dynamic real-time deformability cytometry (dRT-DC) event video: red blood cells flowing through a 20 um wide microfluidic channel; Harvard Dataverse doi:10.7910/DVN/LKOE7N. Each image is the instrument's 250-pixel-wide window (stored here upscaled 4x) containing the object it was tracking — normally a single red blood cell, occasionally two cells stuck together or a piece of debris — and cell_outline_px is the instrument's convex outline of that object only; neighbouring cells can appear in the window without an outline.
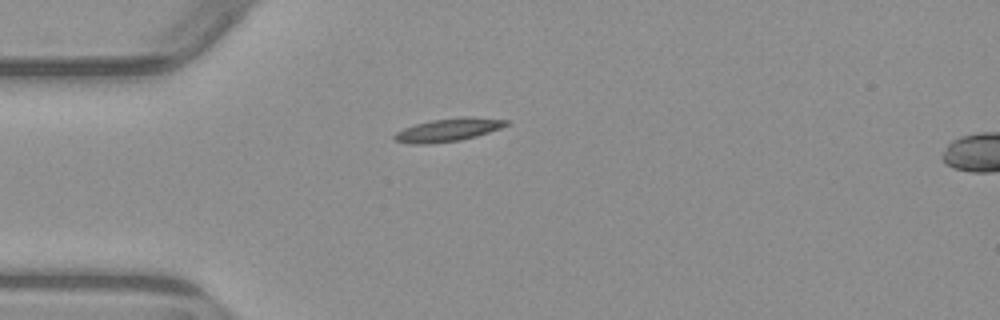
{"species": "common noctule bat (a hibernating species)", "species_latin": "Nyctalus noctula", "temperature_condition": "warm", "stored_images_in_passage": 1, "camera_frame_rate_fps": 3000, "um_per_image_px": 0.085, "animal": {"sex": "male", "body_mass_g": 23.1, "forearm_length_mm": 52.7}, "frame": {"image": 1, "passage_image": 1, "time_ms": 0.0, "image_size_px": [1000, 320], "cell_outline_px": [[508, 124], [500, 128], [476, 136], [460, 140], [424, 144], [408, 144], [396, 140], [392, 136], [396, 132], [404, 128], [416, 124], [432, 120], [464, 116], [468, 116], [508, 120]], "centroid_in_image_um": [38.07, 11.03], "position_along_channel_um": 46.9, "area_um2": 14.85}}